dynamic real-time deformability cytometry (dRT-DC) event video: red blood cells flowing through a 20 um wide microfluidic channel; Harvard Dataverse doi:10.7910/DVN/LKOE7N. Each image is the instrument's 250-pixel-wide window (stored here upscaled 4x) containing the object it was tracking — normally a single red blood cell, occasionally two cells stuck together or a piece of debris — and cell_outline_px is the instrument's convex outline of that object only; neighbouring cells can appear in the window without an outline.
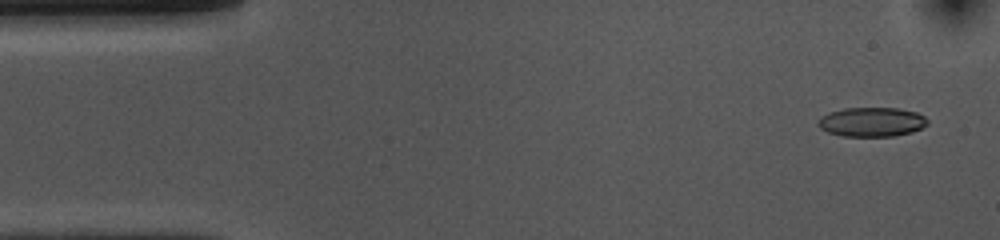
{"species": "common noctule bat (a hibernating species)", "species_latin": "Nyctalus noctula", "temperature_condition": "cold", "stored_images_in_passage": 53, "camera_frame_rate_fps": 3000, "um_per_image_px": 0.085, "animal": {"sex": "female", "body_mass_g": 10.0, "forearm_length_mm": 53.1}, "frame": {"image": 1, "passage_image": 3, "time_ms": 0.667, "image_size_px": [1000, 240], "cell_outline_px": [[928, 124], [912, 132], [892, 136], [844, 136], [828, 132], [820, 128], [816, 124], [816, 120], [820, 116], [828, 112], [844, 108], [896, 108], [916, 112], [924, 116], [928, 120]], "centroid_in_image_um": [74.05, 10.36], "position_along_channel_um": 11.0, "area_um2": 18.79}}
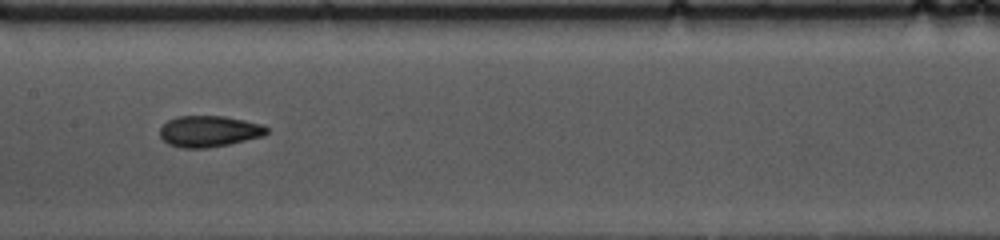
{"frame": {"image": 2, "passage_image": 25, "time_ms": 8.0, "image_size_px": [1000, 240], "cell_outline_px": [[268, 132], [264, 136], [228, 144], [204, 148], [180, 148], [168, 144], [160, 136], [160, 128], [168, 120], [176, 116], [224, 116], [244, 120], [260, 124], [268, 128]], "centroid_in_image_um": [17.75, 11.16], "position_along_channel_um": 189.6, "area_um2": 19.36}}
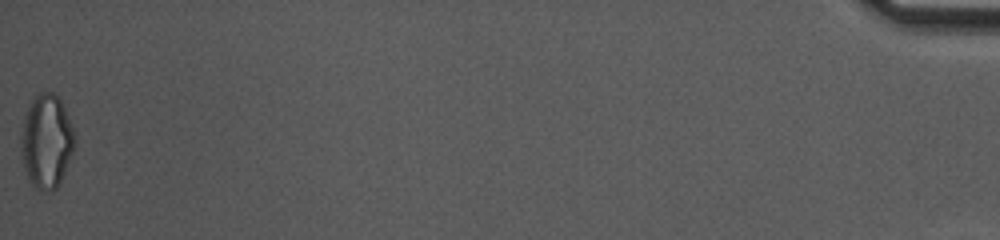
{"frame": {"image": 3, "passage_image": 53, "time_ms": 17.333, "image_size_px": [1000, 240], "cell_outline_px": [[76, 140], [72, 152], [60, 184], [56, 188], [36, 188], [32, 184], [24, 168], [20, 148], [20, 136], [24, 112], [28, 104], [40, 92], [52, 92], [60, 100], [64, 108], [72, 128]], "centroid_in_image_um": [3.92, 11.97], "position_along_channel_um": 431.3, "area_um2": 29.02}, "authors_computed_cell_mechanics": {"area_um2": 19.4786, "velocity_mm_per_s": 3.7305, "shape_relaxation_time_tau1_ms": 5.4449, "shape_relaxation_time_tau2_ms": 3.1002, "deformation_change_tau1": 0.1241, "deformation_change_tau2": 0.0815}}